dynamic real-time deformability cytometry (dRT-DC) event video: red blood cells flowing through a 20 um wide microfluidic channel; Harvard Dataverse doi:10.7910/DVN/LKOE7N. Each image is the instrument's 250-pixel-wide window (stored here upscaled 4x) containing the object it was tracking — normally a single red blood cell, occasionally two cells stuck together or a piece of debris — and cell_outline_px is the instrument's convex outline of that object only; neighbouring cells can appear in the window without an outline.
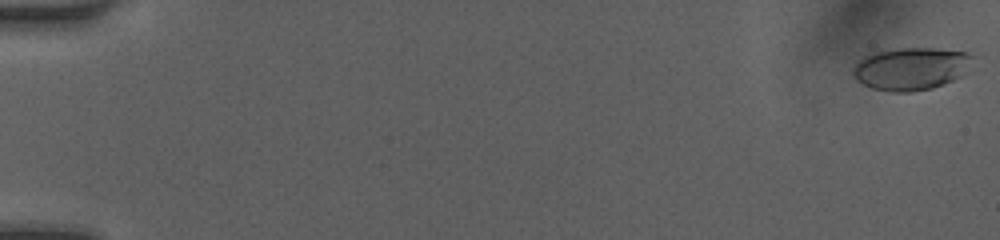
{"species": "human", "species_latin": "Homo sapiens", "temperature_condition": "room temperature", "stored_images_in_passage": 51, "camera_frame_rate_fps": 3000, "um_per_image_px": 0.085, "donor": {"sex": "female"}, "frame": {"image": 1, "passage_image": 1, "time_ms": 0.0, "image_size_px": [1000, 240], "cell_outline_px": [[976, 56], [972, 72], [932, 88], [912, 92], [892, 92], [872, 88], [856, 80], [852, 72], [852, 68], [864, 56], [876, 52], [896, 48], [932, 48], [968, 52]], "centroid_in_image_um": [77.54, 5.83], "position_along_channel_um": 7.5, "area_um2": 30.29}}
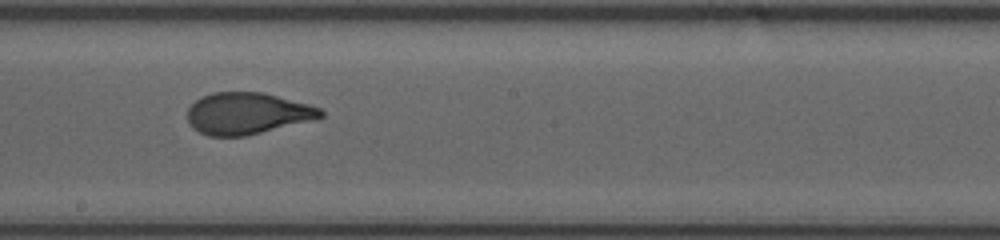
{"frame": {"image": 2, "passage_image": 30, "time_ms": 9.667, "image_size_px": [1000, 240], "cell_outline_px": [[324, 116], [316, 120], [244, 136], [208, 136], [192, 128], [188, 120], [188, 108], [196, 100], [212, 92], [264, 92], [308, 104], [320, 108], [324, 112]], "centroid_in_image_um": [21.04, 9.64], "position_along_channel_um": 227.2, "area_um2": 32.43}}
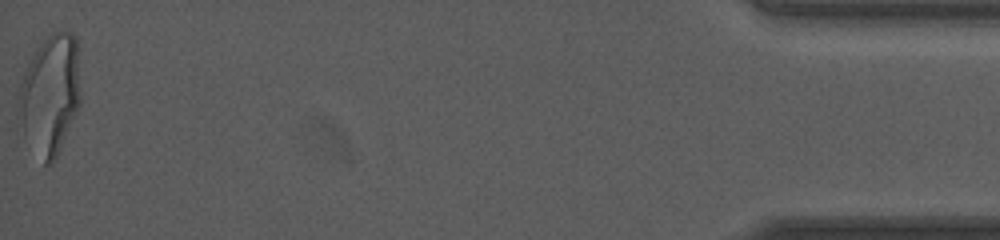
{"frame": {"image": 3, "passage_image": 51, "time_ms": 16.667, "image_size_px": [1000, 240], "cell_outline_px": [[80, 104], [56, 160], [52, 164], [44, 164], [24, 136], [20, 100], [20, 84], [28, 64], [44, 40], [52, 32], [72, 32], [76, 36], [80, 92]], "centroid_in_image_um": [4.31, 8.06], "position_along_channel_um": 430.9, "area_um2": 42.31}, "authors_computed_cell_mechanics": {"area_um2": 32.8304, "velocity_mm_per_s": 4.1744, "shape_relaxation_time_tau1_ms": 5.3368, "shape_relaxation_time_tau2_ms": null, "deformation_change_tau1": 0.2059, "deformation_change_tau2": null}}